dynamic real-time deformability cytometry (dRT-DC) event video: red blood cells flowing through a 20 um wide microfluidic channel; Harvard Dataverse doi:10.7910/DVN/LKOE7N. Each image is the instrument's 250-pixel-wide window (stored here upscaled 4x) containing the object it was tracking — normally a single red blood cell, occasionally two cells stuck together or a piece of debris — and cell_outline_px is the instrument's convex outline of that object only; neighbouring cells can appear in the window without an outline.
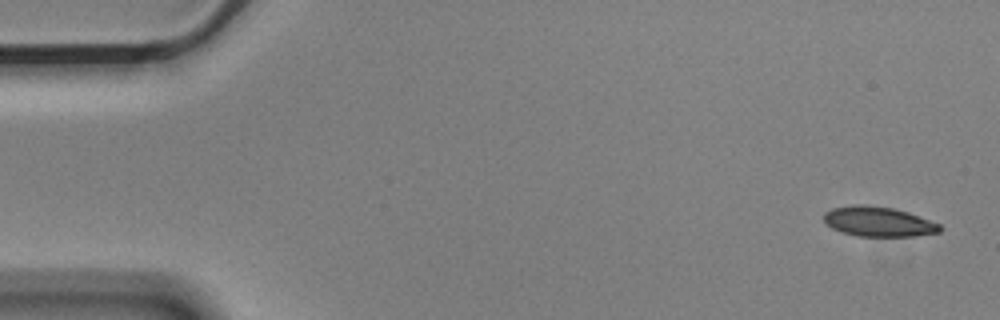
{"species": "Egyptian fruit bat (a non-hibernating species)", "species_latin": "Rousettus aegyptiacus", "temperature_condition": "cold", "stored_images_in_passage": 4, "camera_frame_rate_fps": 3000, "um_per_image_px": 0.085, "animal": {"sex": "male"}, "frame": {"image": 1, "passage_image": 1, "time_ms": 0.0, "image_size_px": [1000, 320], "cell_outline_px": [[944, 228], [940, 232], [916, 236], [856, 236], [832, 228], [824, 220], [824, 212], [832, 208], [856, 204], [860, 204], [892, 208], [908, 212], [940, 224]], "centroid_in_image_um": [74.69, 18.84], "position_along_channel_um": 10.3, "area_um2": 20.11}}
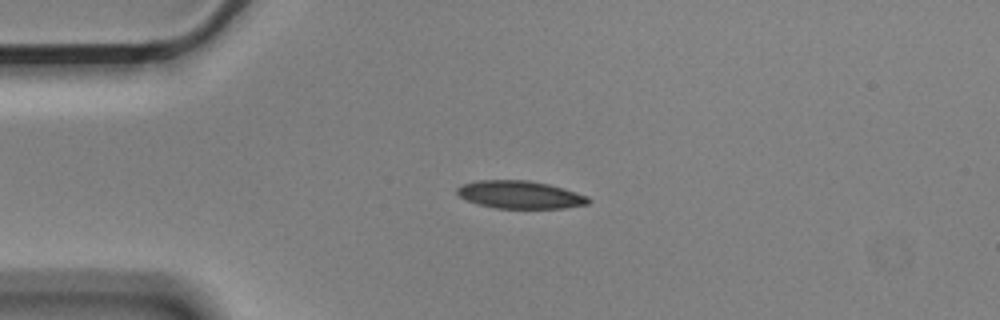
{"frame": {"image": 2, "passage_image": 4, "time_ms": 1.0, "image_size_px": [1000, 320], "cell_outline_px": [[592, 200], [588, 204], [564, 208], [496, 208], [476, 204], [460, 196], [456, 192], [456, 188], [464, 184], [476, 180], [528, 180], [548, 184], [564, 188], [588, 196]], "centroid_in_image_um": [44.22, 16.55], "position_along_channel_um": 40.8, "area_um2": 21.27}}